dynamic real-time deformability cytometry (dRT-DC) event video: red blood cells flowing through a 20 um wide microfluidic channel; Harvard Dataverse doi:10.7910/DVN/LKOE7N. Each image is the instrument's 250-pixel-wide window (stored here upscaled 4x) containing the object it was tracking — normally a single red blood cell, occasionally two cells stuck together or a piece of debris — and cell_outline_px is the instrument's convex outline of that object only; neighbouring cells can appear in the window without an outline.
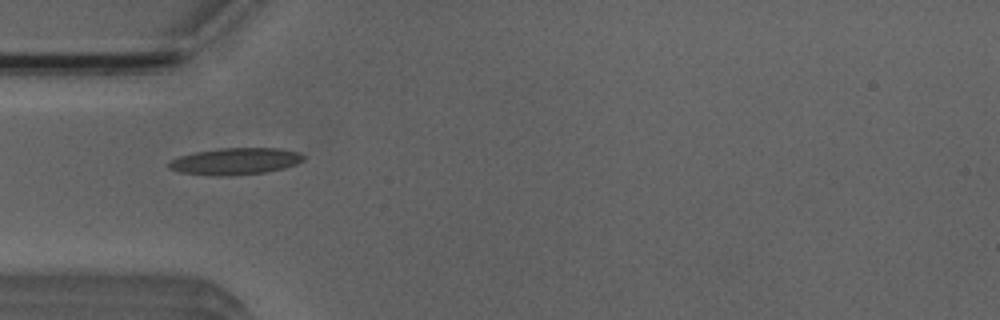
{"species": "Egyptian fruit bat (a non-hibernating species)", "species_latin": "Rousettus aegyptiacus", "temperature_condition": "room temperature", "stored_images_in_passage": 37, "camera_frame_rate_fps": 3000, "um_per_image_px": 0.085, "animal": {"sex": "male"}, "frame": {"image": 1, "passage_image": 1, "time_ms": 0.0, "image_size_px": [1000, 320], "cell_outline_px": [[304, 160], [296, 164], [284, 168], [268, 172], [228, 176], [216, 176], [180, 172], [168, 168], [168, 160], [180, 156], [196, 152], [220, 148], [280, 148], [296, 152], [304, 156]], "centroid_in_image_um": [19.98, 13.71], "position_along_channel_um": 65.0, "area_um2": 21.04}}
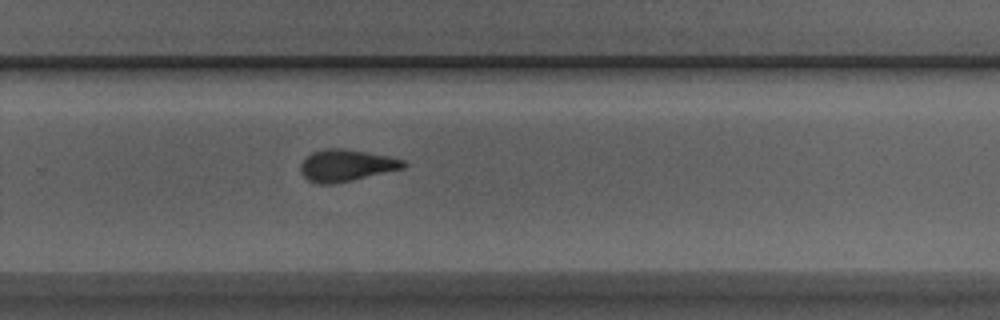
{"frame": {"image": 2, "passage_image": 19, "time_ms": 6.0, "image_size_px": [1000, 320], "cell_outline_px": [[408, 164], [404, 168], [352, 180], [332, 184], [320, 184], [308, 180], [300, 172], [300, 164], [312, 152], [324, 148], [344, 148], [388, 156], [404, 160]], "centroid_in_image_um": [29.42, 14.05], "position_along_channel_um": 300.4, "area_um2": 19.02}}
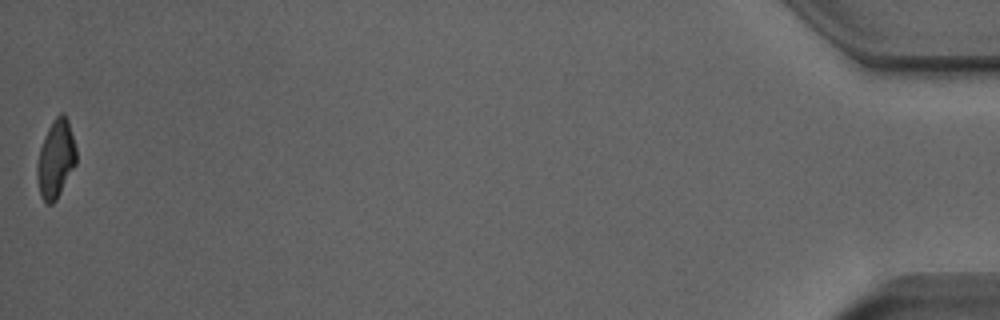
{"frame": {"image": 3, "passage_image": 37, "time_ms": 12.0, "image_size_px": [1000, 320], "cell_outline_px": [[76, 164], [56, 200], [52, 204], [48, 204], [40, 196], [36, 176], [36, 164], [40, 148], [48, 128], [52, 120], [60, 112], [64, 112], [68, 120], [76, 148]], "centroid_in_image_um": [4.73, 13.5], "position_along_channel_um": 430.5, "area_um2": 17.86}, "authors_computed_cell_mechanics": {"area_um2": 18.6694, "velocity_mm_per_s": 3.9245, "shape_relaxation_time_tau1_ms": 6.3305, "shape_relaxation_time_tau2_ms": 2.421, "deformation_change_tau1": 0.1901, "deformation_change_tau2": 0.1169}}